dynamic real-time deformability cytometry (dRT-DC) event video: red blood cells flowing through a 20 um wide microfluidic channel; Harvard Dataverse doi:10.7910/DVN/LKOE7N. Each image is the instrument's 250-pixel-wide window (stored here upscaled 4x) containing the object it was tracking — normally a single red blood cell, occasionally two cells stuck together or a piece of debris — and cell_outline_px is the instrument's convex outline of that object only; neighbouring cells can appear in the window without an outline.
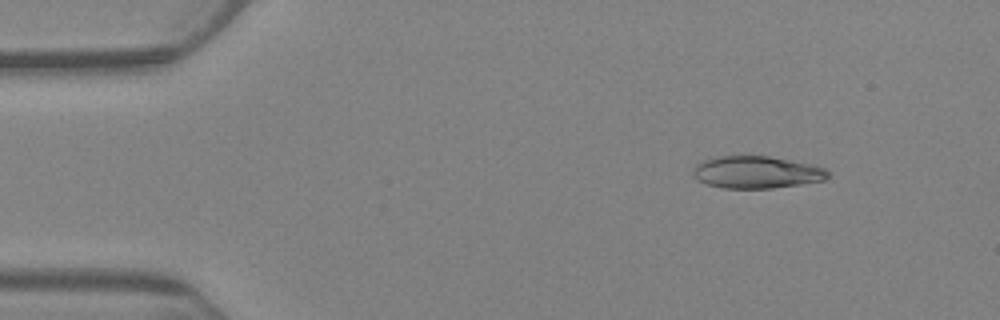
{"species": "Egyptian fruit bat (a non-hibernating species)", "species_latin": "Rousettus aegyptiacus", "temperature_condition": "warm", "stored_images_in_passage": 6, "camera_frame_rate_fps": 3000, "um_per_image_px": 0.085, "animal": {"sex": "female"}, "frame": {"image": 1, "passage_image": 3, "time_ms": 2.333, "image_size_px": [1000, 320], "cell_outline_px": [[832, 172], [824, 180], [800, 184], [772, 188], [724, 188], [708, 184], [700, 180], [692, 172], [692, 168], [696, 164], [704, 160], [720, 156], [768, 156], [812, 164], [824, 168]], "centroid_in_image_um": [64.34, 14.63], "position_along_channel_um": 20.7, "area_um2": 25.14}}
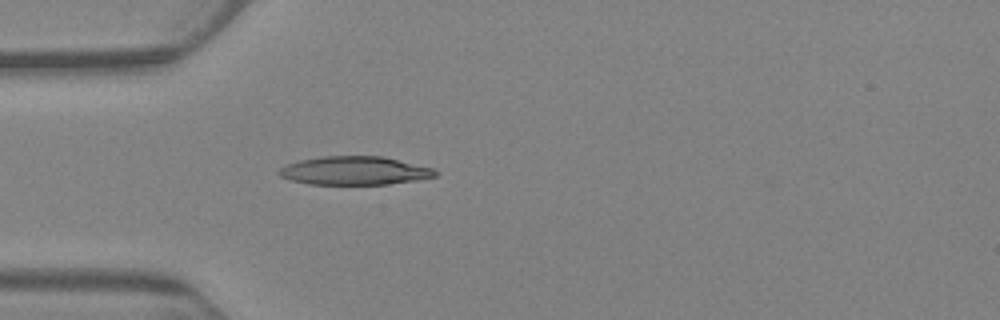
{"frame": {"image": 2, "passage_image": 6, "time_ms": 6.0, "image_size_px": [1000, 320], "cell_outline_px": [[440, 172], [436, 176], [416, 180], [388, 184], [308, 184], [292, 180], [280, 176], [276, 172], [280, 168], [288, 164], [300, 160], [320, 156], [384, 156], [432, 168]], "centroid_in_image_um": [30.14, 14.5], "position_along_channel_um": 54.9, "area_um2": 25.89}}